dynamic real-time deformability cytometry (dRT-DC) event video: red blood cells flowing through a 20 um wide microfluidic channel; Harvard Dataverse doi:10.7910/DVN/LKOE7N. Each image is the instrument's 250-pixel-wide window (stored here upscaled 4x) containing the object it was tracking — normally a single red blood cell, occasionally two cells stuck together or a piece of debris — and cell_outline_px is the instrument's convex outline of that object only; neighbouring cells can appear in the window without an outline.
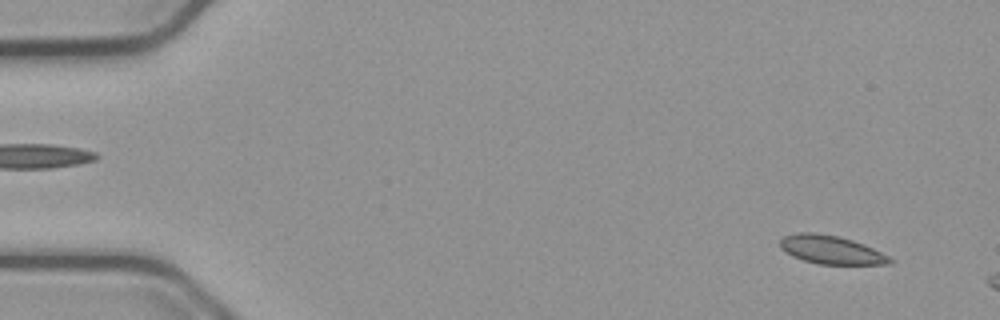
{"species": "common noctule bat (a hibernating species)", "species_latin": "Nyctalus noctula", "temperature_condition": "cold", "stored_images_in_passage": 13, "camera_frame_rate_fps": 3000, "um_per_image_px": 0.085, "animal": {"sex": "male", "body_mass_g": 23.1, "forearm_length_mm": 52.7}, "frame": {"image": 1, "passage_image": 3, "time_ms": 0.667, "image_size_px": [1000, 320], "cell_outline_px": [[892, 264], [816, 264], [792, 256], [784, 252], [780, 248], [780, 240], [784, 236], [796, 232], [816, 232], [840, 236], [864, 244], [888, 256], [892, 260]], "centroid_in_image_um": [70.59, 21.22], "position_along_channel_um": 14.4, "area_um2": 18.26}}